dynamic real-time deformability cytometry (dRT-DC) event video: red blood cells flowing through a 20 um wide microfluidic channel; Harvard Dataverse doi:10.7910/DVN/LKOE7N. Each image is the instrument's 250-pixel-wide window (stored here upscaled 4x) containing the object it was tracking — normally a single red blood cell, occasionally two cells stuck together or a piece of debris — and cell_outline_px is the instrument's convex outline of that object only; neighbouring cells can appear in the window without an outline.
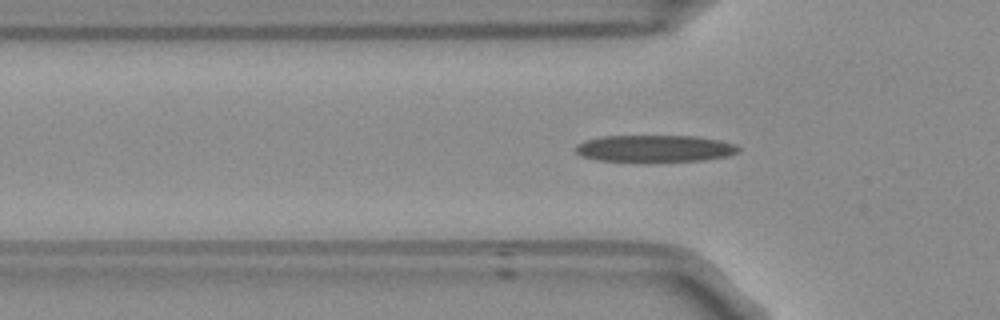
{"species": "Egyptian fruit bat (a non-hibernating species)", "species_latin": "Rousettus aegyptiacus", "temperature_condition": "room temperature", "stored_images_in_passage": 53, "camera_frame_rate_fps": 3000, "um_per_image_px": 0.085, "frame": {"image": 1, "passage_image": 15, "time_ms": 4.667, "image_size_px": [1000, 320], "cell_outline_px": [[740, 152], [728, 156], [704, 160], [596, 160], [584, 156], [576, 152], [576, 144], [588, 140], [604, 136], [692, 136], [720, 140], [736, 144], [740, 148]], "centroid_in_image_um": [55.72, 12.6], "position_along_channel_um": 70.1, "area_um2": 24.91}}
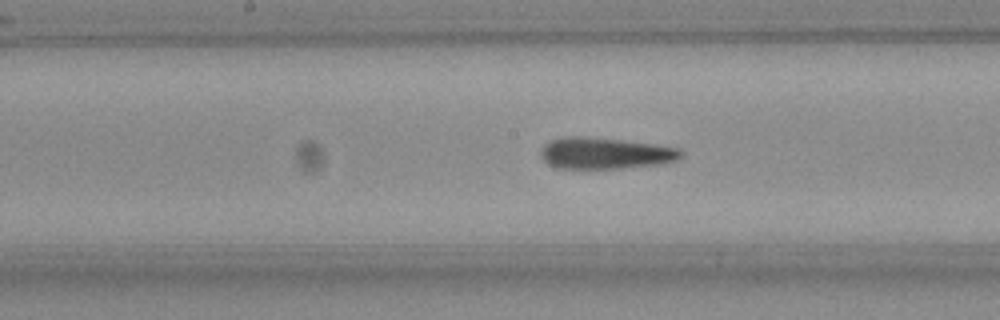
{"frame": {"image": 2, "passage_image": 25, "time_ms": 8.0, "image_size_px": [1000, 320], "cell_outline_px": [[684, 152], [676, 160], [660, 164], [620, 168], [560, 168], [548, 164], [540, 156], [540, 152], [544, 144], [552, 140], [564, 136], [580, 136], [620, 140], [652, 144], [680, 148]], "centroid_in_image_um": [51.42, 13.02], "position_along_channel_um": 196.8, "area_um2": 25.43}}
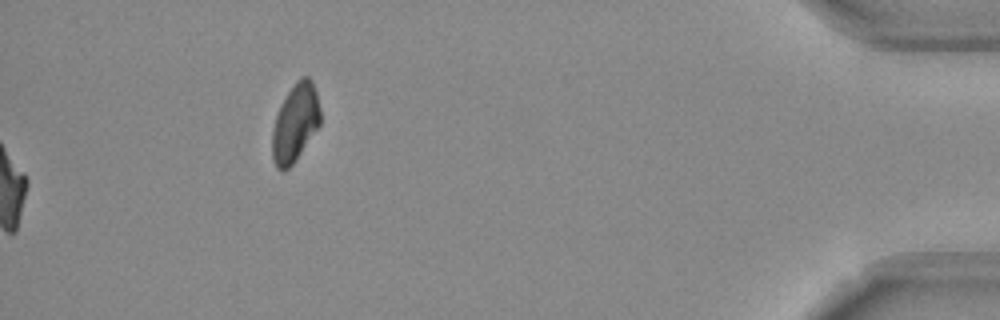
{"frame": {"image": 3, "passage_image": 53, "time_ms": 17.333, "image_size_px": [1000, 320], "cell_outline_px": [[320, 124], [296, 160], [288, 168], [276, 168], [272, 160], [272, 132], [276, 116], [280, 104], [296, 80], [300, 76], [308, 76], [312, 80], [316, 92], [320, 108]], "centroid_in_image_um": [25.09, 10.42], "position_along_channel_um": 410.1, "area_um2": 21.73}, "authors_computed_cell_mechanics": {"area_um2": 24.9118, "velocity_mm_per_s": 3.7663, "shape_relaxation_time_tau1_ms": 7.5881, "shape_relaxation_time_tau2_ms": 3.3038, "deformation_change_tau1": 0.2377, "deformation_change_tau2": 0.1417}}